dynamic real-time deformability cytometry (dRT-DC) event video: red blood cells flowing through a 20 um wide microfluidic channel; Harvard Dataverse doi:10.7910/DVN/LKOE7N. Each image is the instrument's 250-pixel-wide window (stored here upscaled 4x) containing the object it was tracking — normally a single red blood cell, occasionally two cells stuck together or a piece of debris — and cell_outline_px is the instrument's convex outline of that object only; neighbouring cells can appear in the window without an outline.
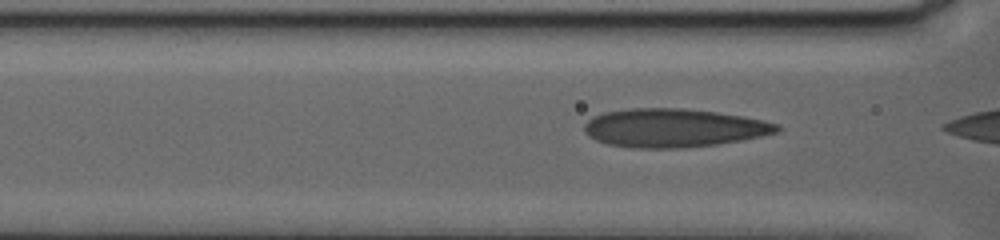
{"species": "human", "species_latin": "Homo sapiens", "temperature_condition": "warm", "stored_images_in_passage": 7, "camera_frame_rate_fps": 3000, "um_per_image_px": 0.085, "donor": {"sex": "female"}, "frame": {"image": 1, "passage_image": 4, "time_ms": 1.0, "image_size_px": [1000, 240], "cell_outline_px": [[780, 132], [740, 140], [716, 144], [676, 148], [632, 148], [608, 144], [596, 140], [588, 136], [584, 128], [584, 124], [592, 116], [604, 112], [632, 108], [680, 108], [716, 112], [764, 120], [780, 124]], "centroid_in_image_um": [57.24, 10.87], "position_along_channel_um": 109.4, "area_um2": 43.12}}